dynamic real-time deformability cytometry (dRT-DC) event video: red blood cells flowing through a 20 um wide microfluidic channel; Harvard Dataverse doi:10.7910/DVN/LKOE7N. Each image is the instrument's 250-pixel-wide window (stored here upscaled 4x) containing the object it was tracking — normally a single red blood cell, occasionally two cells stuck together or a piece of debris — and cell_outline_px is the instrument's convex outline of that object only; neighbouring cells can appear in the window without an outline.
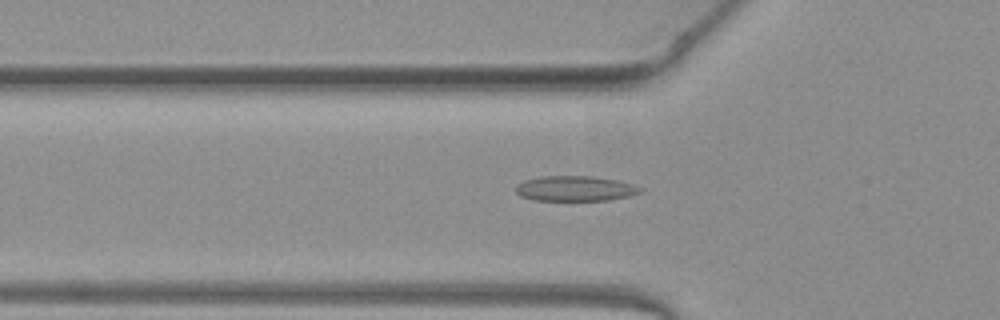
{"species": "common noctule bat (a hibernating species)", "species_latin": "Nyctalus noctula", "temperature_condition": "warm", "stored_images_in_passage": 48, "camera_frame_rate_fps": 3000, "um_per_image_px": 0.085, "animal": {"sex": "female", "body_mass_g": 19.3, "forearm_length_mm": 54.1}, "frame": {"image": 1, "passage_image": 15, "time_ms": 4.667, "image_size_px": [1000, 320], "cell_outline_px": [[644, 188], [640, 192], [628, 196], [608, 200], [532, 200], [520, 196], [516, 192], [516, 184], [524, 180], [540, 176], [592, 176], [620, 180]], "centroid_in_image_um": [48.87, 16.01], "position_along_channel_um": 76.9, "area_um2": 18.38}}
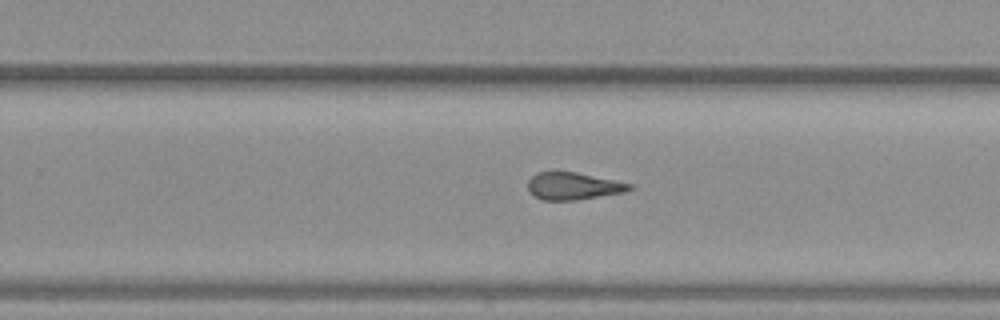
{"frame": {"image": 2, "passage_image": 30, "time_ms": 9.667, "image_size_px": [1000, 320], "cell_outline_px": [[636, 188], [624, 192], [576, 200], [540, 200], [528, 192], [528, 180], [536, 172], [576, 172], [636, 184]], "centroid_in_image_um": [48.76, 15.82], "position_along_channel_um": 281.0, "area_um2": 16.42}}
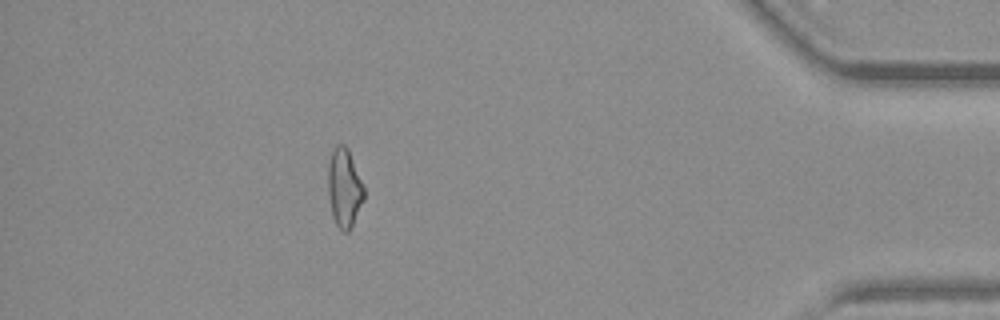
{"frame": {"image": 3, "passage_image": 43, "time_ms": 14.0, "image_size_px": [1000, 320], "cell_outline_px": [[364, 200], [348, 232], [344, 232], [336, 224], [332, 216], [328, 192], [328, 164], [332, 148], [336, 144], [344, 144], [348, 148], [364, 184]], "centroid_in_image_um": [29.26, 15.92], "position_along_channel_um": 405.9, "area_um2": 16.65}, "authors_computed_cell_mechanics": {"area_um2": 16.9643, "velocity_mm_per_s": 4.0746, "shape_relaxation_time_tau1_ms": null, "shape_relaxation_time_tau2_ms": 2.3512, "deformation_change_tau1": null, "deformation_change_tau2": 0.1166}}